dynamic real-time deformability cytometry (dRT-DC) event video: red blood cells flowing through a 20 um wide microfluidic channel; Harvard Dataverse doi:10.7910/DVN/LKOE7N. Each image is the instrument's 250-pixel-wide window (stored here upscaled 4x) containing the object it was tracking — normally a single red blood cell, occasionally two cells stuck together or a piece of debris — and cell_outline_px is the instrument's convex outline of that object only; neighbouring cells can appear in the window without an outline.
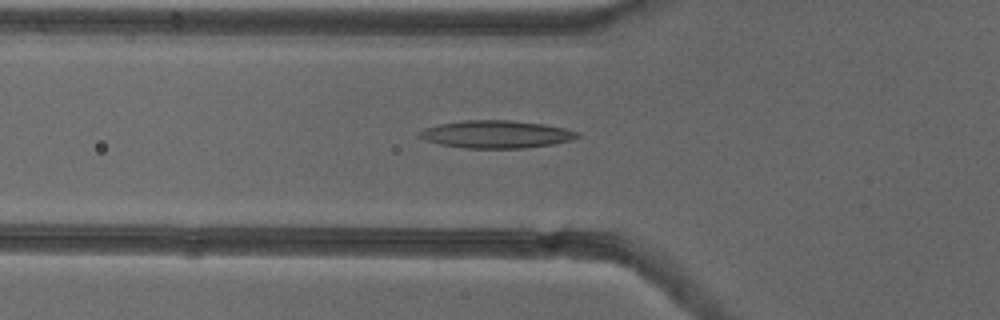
{"species": "common noctule bat (a hibernating species)", "species_latin": "Nyctalus noctula", "temperature_condition": "cold", "stored_images_in_passage": 44, "camera_frame_rate_fps": 3000, "um_per_image_px": 0.085, "animal": {"sex": "female"}, "frame": {"image": 1, "passage_image": 9, "time_ms": 2.667, "image_size_px": [1000, 320], "cell_outline_px": [[580, 136], [572, 140], [552, 144], [524, 148], [464, 148], [440, 144], [424, 140], [416, 132], [424, 128], [440, 124], [464, 120], [512, 120], [544, 124], [564, 128], [580, 132]], "centroid_in_image_um": [42.18, 11.41], "position_along_channel_um": 83.6, "area_um2": 25.49}}
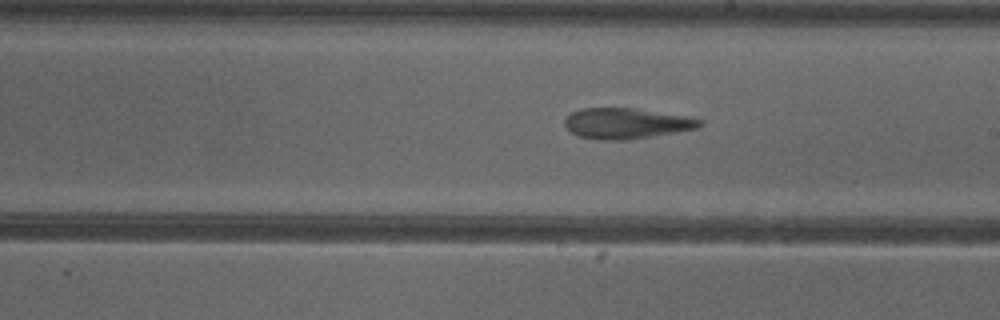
{"frame": {"image": 2, "passage_image": 21, "time_ms": 6.667, "image_size_px": [1000, 320], "cell_outline_px": [[704, 124], [696, 128], [676, 132], [624, 140], [600, 140], [580, 136], [572, 132], [564, 124], [564, 120], [572, 112], [584, 108], [632, 108], [684, 116], [704, 120]], "centroid_in_image_um": [53.24, 10.49], "position_along_channel_um": 235.8, "area_um2": 23.7}}
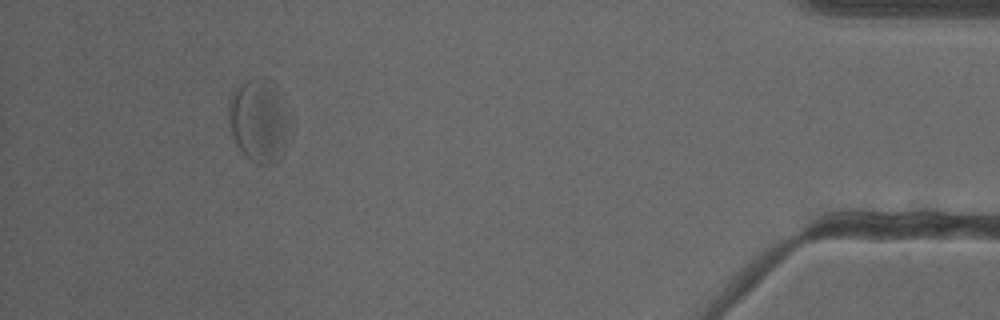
{"frame": {"image": 3, "passage_image": 40, "time_ms": 13.0, "image_size_px": [1000, 320], "cell_outline_px": [[288, 120], [284, 152], [276, 164], [260, 164], [252, 160], [236, 144], [232, 136], [228, 116], [228, 100], [232, 92], [240, 84], [248, 80], [260, 76], [264, 76], [272, 80]], "centroid_in_image_um": [21.95, 10.23], "position_along_channel_um": 413.2, "area_um2": 29.02}, "authors_computed_cell_mechanics": {"area_um2": 25.5765, "velocity_mm_per_s": 3.7823, "shape_relaxation_time_tau1_ms": null, "shape_relaxation_time_tau2_ms": 1.6175, "deformation_change_tau1": null, "deformation_change_tau2": 0.077}}